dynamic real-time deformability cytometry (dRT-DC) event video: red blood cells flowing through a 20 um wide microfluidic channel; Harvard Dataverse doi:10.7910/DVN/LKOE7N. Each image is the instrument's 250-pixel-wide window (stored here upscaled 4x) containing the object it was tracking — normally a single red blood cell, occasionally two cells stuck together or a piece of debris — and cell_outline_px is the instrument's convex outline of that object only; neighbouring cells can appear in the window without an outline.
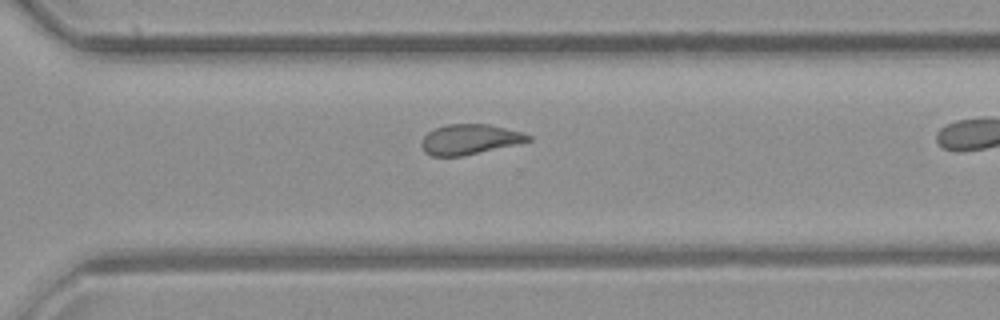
{"species": "common noctule bat (a hibernating species)", "species_latin": "Nyctalus noctula", "temperature_condition": "room temperature", "stored_images_in_passage": 30, "camera_frame_rate_fps": 3000, "um_per_image_px": 0.085, "animal": {"sex": "female", "body_mass_g": 21.9}, "frame": {"image": 1, "passage_image": 26, "time_ms": 8.333, "image_size_px": [1000, 320], "cell_outline_px": [[532, 140], [516, 144], [460, 156], [432, 156], [424, 152], [420, 144], [424, 136], [428, 132], [444, 124], [488, 124], [520, 132], [532, 136]], "centroid_in_image_um": [39.88, 11.84], "position_along_channel_um": 330.7, "area_um2": 18.5}}